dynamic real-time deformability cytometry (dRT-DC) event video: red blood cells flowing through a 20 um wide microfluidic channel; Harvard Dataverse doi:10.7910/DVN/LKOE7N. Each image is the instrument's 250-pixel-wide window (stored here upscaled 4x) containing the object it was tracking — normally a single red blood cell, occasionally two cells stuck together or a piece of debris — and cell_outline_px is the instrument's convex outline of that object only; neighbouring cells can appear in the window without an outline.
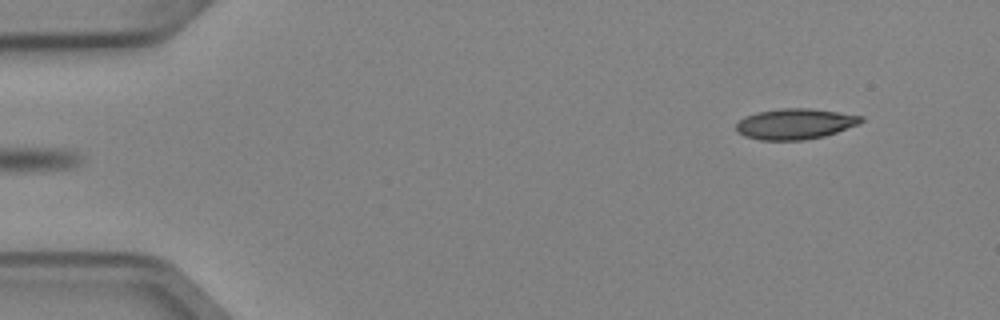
{"species": "Egyptian fruit bat (a non-hibernating species)", "species_latin": "Rousettus aegyptiacus", "temperature_condition": "cold", "stored_images_in_passage": 5, "segment_of_instrument_passage": [2, 2], "camera_frame_rate_fps": 3000, "um_per_image_px": 0.085, "animal": {"sex": "female"}, "frame": {"image": 1, "passage_image": 5, "time_ms": 1.333, "image_size_px": [1000, 320], "cell_outline_px": [[864, 120], [860, 124], [824, 136], [804, 140], [760, 140], [744, 136], [736, 132], [736, 124], [744, 116], [756, 112], [780, 108], [808, 108], [864, 116]], "centroid_in_image_um": [67.56, 10.53], "position_along_channel_um": 17.4, "area_um2": 22.43}}